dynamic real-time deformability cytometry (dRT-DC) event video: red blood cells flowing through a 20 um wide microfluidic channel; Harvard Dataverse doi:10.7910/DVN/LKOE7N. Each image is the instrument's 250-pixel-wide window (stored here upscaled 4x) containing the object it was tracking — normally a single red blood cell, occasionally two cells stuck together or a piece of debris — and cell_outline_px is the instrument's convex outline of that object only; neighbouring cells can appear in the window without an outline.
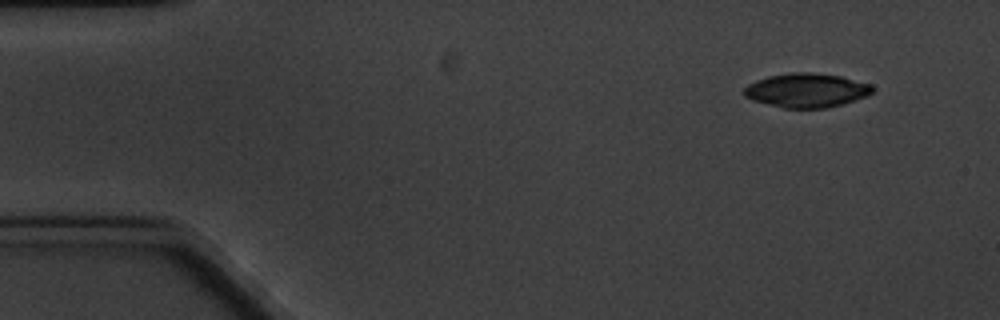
{"species": "common noctule bat (a hibernating species)", "species_latin": "Nyctalus noctula", "temperature_condition": "cold", "stored_images_in_passage": 4, "camera_frame_rate_fps": 3000, "um_per_image_px": 0.085, "animal": {"sex": "male", "body_mass_g": 20.1, "forearm_length_mm": 53.5}, "frame": {"image": 1, "passage_image": 1, "time_ms": 0.0, "image_size_px": [1000, 320], "cell_outline_px": [[872, 92], [868, 96], [828, 108], [784, 108], [752, 100], [744, 96], [744, 88], [748, 84], [756, 80], [772, 76], [792, 72], [812, 72], [840, 76], [872, 84]], "centroid_in_image_um": [68.56, 7.68], "position_along_channel_um": 16.4, "area_um2": 25.43}}
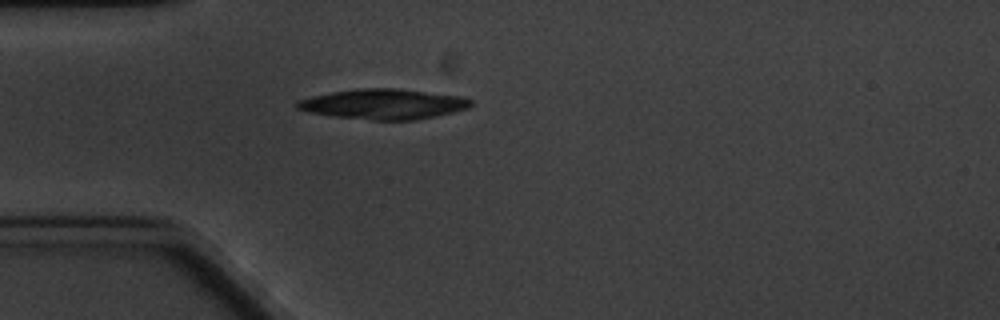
{"frame": {"image": 2, "passage_image": 4, "time_ms": 3.667, "image_size_px": [1000, 320], "cell_outline_px": [[472, 104], [468, 108], [436, 116], [416, 120], [372, 120], [332, 116], [308, 112], [296, 108], [296, 104], [300, 100], [312, 96], [332, 92], [364, 88], [396, 88], [460, 96], [472, 100]], "centroid_in_image_um": [32.6, 8.85], "position_along_channel_um": 52.4, "area_um2": 30.35}}